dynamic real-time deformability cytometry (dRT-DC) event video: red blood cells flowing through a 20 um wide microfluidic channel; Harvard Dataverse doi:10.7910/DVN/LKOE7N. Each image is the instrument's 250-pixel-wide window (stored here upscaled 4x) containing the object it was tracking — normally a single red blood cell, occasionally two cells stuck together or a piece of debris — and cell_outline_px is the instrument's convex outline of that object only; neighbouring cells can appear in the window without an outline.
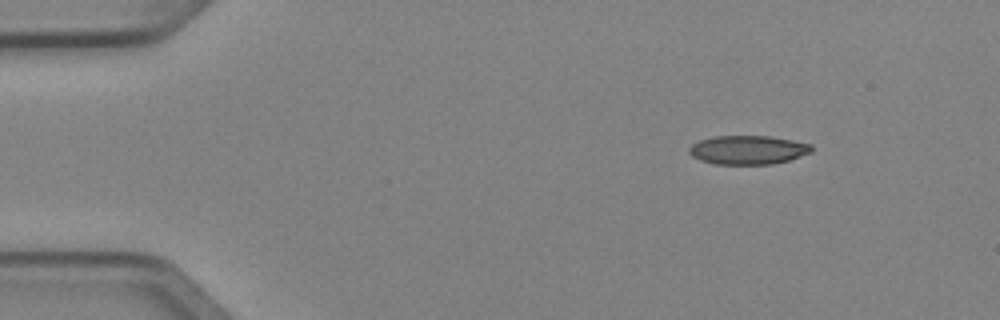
{"species": "Egyptian fruit bat (a non-hibernating species)", "species_latin": "Rousettus aegyptiacus", "temperature_condition": "cold", "stored_images_in_passage": 3, "camera_frame_rate_fps": 3000, "um_per_image_px": 0.085, "animal": {"sex": "female"}, "frame": {"image": 1, "passage_image": 1, "time_ms": 0.0, "image_size_px": [1000, 320], "cell_outline_px": [[812, 152], [788, 160], [772, 164], [716, 164], [700, 160], [692, 156], [688, 152], [688, 148], [692, 144], [700, 140], [712, 136], [768, 136], [792, 140], [812, 144]], "centroid_in_image_um": [63.56, 12.74], "position_along_channel_um": 21.4, "area_um2": 20.58}}